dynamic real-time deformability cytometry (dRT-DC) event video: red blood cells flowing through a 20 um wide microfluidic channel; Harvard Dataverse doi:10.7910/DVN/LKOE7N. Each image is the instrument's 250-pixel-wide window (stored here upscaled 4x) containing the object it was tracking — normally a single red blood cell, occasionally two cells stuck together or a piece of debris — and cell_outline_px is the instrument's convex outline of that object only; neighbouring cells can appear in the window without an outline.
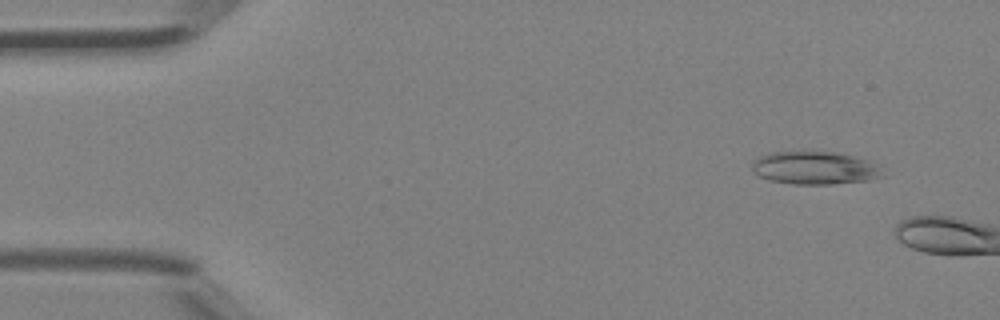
{"species": "Egyptian fruit bat (a non-hibernating species)", "species_latin": "Rousettus aegyptiacus", "temperature_condition": "room temperature", "stored_images_in_passage": 2, "camera_frame_rate_fps": 3000, "um_per_image_px": 0.085, "animal": {"sex": "female"}, "frame": {"image": 1, "passage_image": 1, "time_ms": 0.0, "image_size_px": [1000, 320], "cell_outline_px": [[884, 176], [872, 180], [832, 184], [792, 184], [768, 180], [752, 172], [752, 164], [760, 156], [768, 152], [808, 148], [832, 152], [852, 156], [868, 160], [876, 164]], "centroid_in_image_um": [69.21, 14.24], "position_along_channel_um": 15.8, "area_um2": 25.89}}